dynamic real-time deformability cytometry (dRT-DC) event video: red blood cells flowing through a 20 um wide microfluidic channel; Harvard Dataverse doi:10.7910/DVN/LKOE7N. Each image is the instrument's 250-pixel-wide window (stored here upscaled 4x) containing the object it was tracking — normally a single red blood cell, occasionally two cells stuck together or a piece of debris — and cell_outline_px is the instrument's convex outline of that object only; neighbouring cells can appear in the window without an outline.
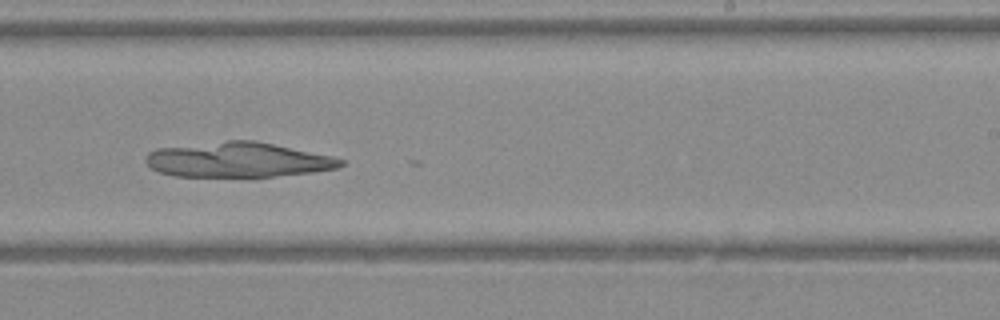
{"species": "Egyptian fruit bat (a non-hibernating species)", "species_latin": "Rousettus aegyptiacus", "temperature_condition": "warm", "stored_images_in_passage": 37, "camera_frame_rate_fps": 3000, "um_per_image_px": 0.085, "animal": {"sex": "female"}, "frame": {"image": 1, "passage_image": 21, "time_ms": 6.667, "image_size_px": [1000, 320], "cell_outline_px": [[344, 164], [336, 168], [312, 172], [272, 176], [176, 176], [160, 172], [152, 168], [144, 160], [148, 152], [156, 148], [228, 140], [256, 140], [332, 156], [344, 160]], "centroid_in_image_um": [20.21, 13.57], "position_along_channel_um": 268.8, "area_um2": 39.48}}
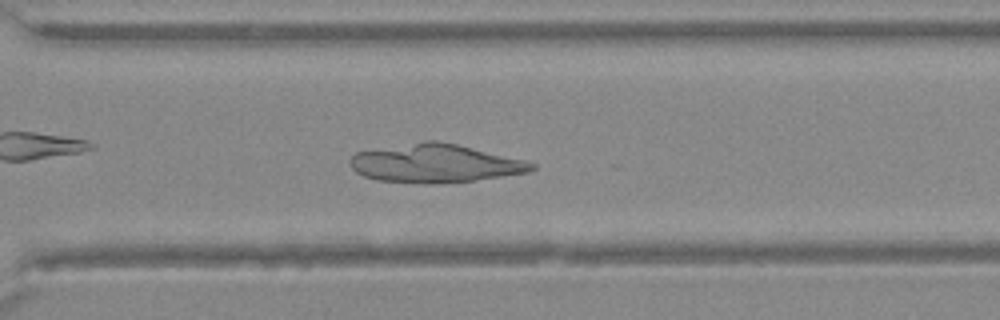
{"frame": {"image": 2, "passage_image": 25, "time_ms": 8.0, "image_size_px": [1000, 320], "cell_outline_px": [[536, 168], [528, 172], [472, 180], [436, 184], [420, 184], [376, 180], [364, 176], [356, 172], [352, 168], [348, 160], [356, 152], [424, 140], [436, 140], [456, 144], [524, 160], [536, 164]], "centroid_in_image_um": [36.93, 13.89], "position_along_channel_um": 333.7, "area_um2": 40.52}}